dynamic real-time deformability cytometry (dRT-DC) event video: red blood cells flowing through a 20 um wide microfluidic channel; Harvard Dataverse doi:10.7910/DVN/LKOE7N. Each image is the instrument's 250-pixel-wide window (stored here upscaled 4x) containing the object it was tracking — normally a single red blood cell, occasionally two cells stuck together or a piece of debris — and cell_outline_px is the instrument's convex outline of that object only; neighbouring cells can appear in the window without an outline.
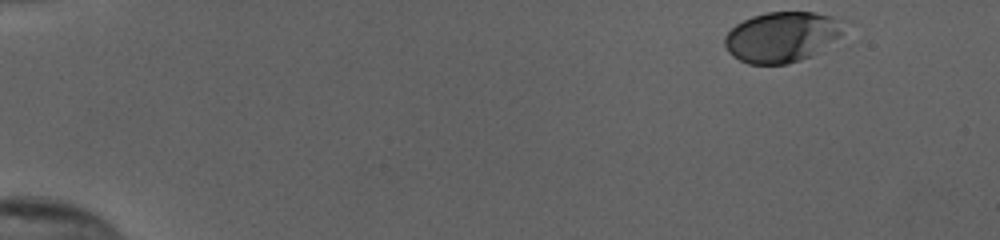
{"species": "human", "species_latin": "Homo sapiens", "temperature_condition": "cold", "stored_images_in_passage": 42, "camera_frame_rate_fps": 3000, "um_per_image_px": 0.085, "donor": {"sex": "female"}, "frame": {"image": 1, "passage_image": 1, "time_ms": 0.0, "image_size_px": [1000, 240], "cell_outline_px": [[840, 36], [812, 56], [788, 64], [748, 64], [732, 56], [728, 52], [724, 44], [724, 36], [736, 24], [752, 16], [768, 12], [812, 12], [832, 16], [836, 20], [840, 32]], "centroid_in_image_um": [66.36, 3.16], "position_along_channel_um": 18.6, "area_um2": 34.45}}
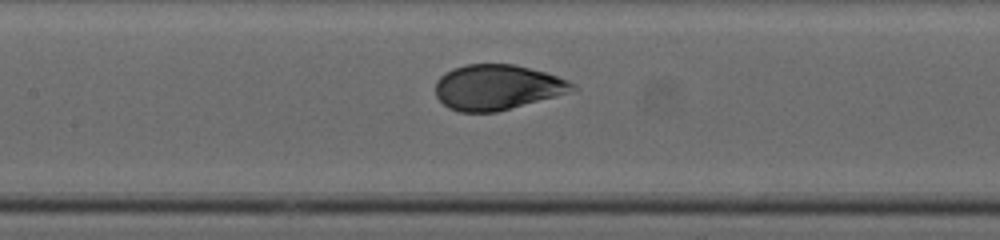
{"frame": {"image": 2, "passage_image": 23, "time_ms": 7.333, "image_size_px": [1000, 240], "cell_outline_px": [[580, 88], [572, 92], [496, 112], [460, 112], [448, 108], [436, 96], [436, 80], [444, 72], [452, 68], [464, 64], [516, 64], [544, 72], [568, 80], [576, 84]], "centroid_in_image_um": [42.27, 7.41], "position_along_channel_um": 165.1, "area_um2": 36.36}}
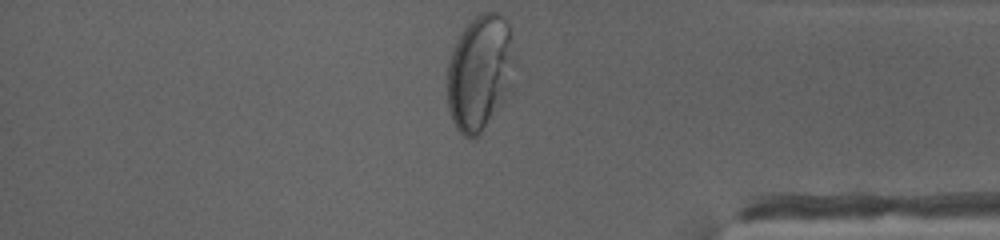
{"frame": {"image": 3, "passage_image": 42, "time_ms": 13.667, "image_size_px": [1000, 240], "cell_outline_px": [[512, 92], [480, 136], [472, 140], [464, 136], [456, 128], [452, 120], [448, 108], [448, 64], [456, 40], [464, 28], [480, 12], [500, 12], [504, 16], [508, 24], [512, 60]], "centroid_in_image_um": [40.78, 6.25], "position_along_channel_um": 394.4, "area_um2": 45.6}, "authors_computed_cell_mechanics": {"area_um2": 36.3562, "velocity_mm_per_s": 3.8589, "shape_relaxation_time_tau1_ms": 3.5859, "shape_relaxation_time_tau2_ms": null, "deformation_change_tau1": 0.1409, "deformation_change_tau2": null}}